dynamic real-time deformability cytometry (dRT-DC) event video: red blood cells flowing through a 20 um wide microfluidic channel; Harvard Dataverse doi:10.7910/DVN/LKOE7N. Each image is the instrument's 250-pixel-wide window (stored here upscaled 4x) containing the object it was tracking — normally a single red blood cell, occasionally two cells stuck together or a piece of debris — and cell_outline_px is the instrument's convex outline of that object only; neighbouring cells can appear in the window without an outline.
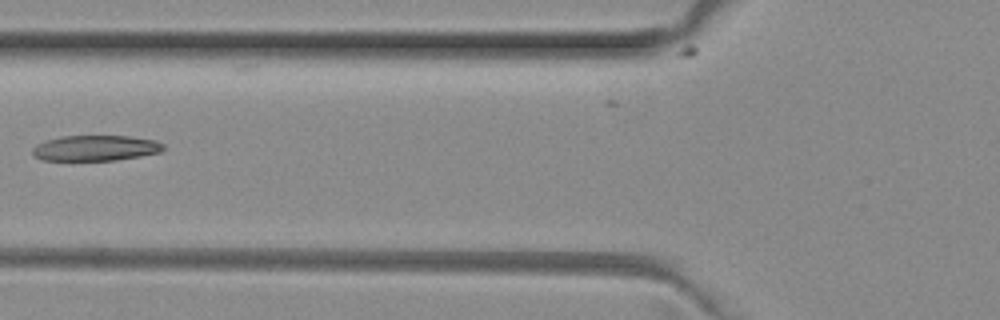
{"species": "common noctule bat (a hibernating species)", "species_latin": "Nyctalus noctula", "temperature_condition": "room temperature", "stored_images_in_passage": 2, "camera_frame_rate_fps": 3000, "um_per_image_px": 0.085, "animal": {"sex": "female", "body_mass_g": 29.2, "forearm_length_mm": 56.3}, "frame": {"image": 1, "passage_image": 2, "time_ms": 0.333, "image_size_px": [1000, 320], "cell_outline_px": [[164, 148], [160, 152], [140, 156], [116, 160], [44, 160], [36, 156], [32, 152], [32, 148], [36, 144], [48, 140], [64, 136], [128, 136], [156, 140], [164, 144]], "centroid_in_image_um": [8.15, 12.58], "position_along_channel_um": 117.7, "area_um2": 19.31}}